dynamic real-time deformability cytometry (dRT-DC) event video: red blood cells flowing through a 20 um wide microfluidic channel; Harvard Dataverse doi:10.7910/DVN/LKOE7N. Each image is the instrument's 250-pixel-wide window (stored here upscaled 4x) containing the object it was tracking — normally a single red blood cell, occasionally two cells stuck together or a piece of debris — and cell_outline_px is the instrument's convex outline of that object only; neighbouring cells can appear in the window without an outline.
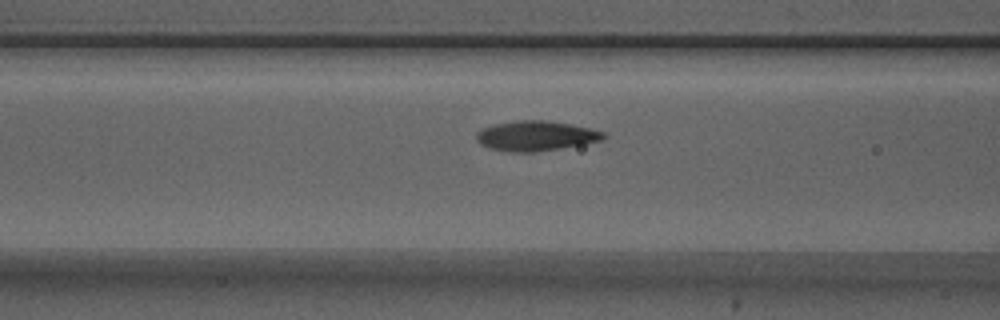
{"species": "Egyptian fruit bat (a non-hibernating species)", "species_latin": "Rousettus aegyptiacus", "temperature_condition": "warm", "stored_images_in_passage": 7, "camera_frame_rate_fps": 3000, "um_per_image_px": 0.085, "animal": {"sex": "male"}, "frame": {"image": 1, "passage_image": 5, "time_ms": 1.333, "image_size_px": [1000, 320], "cell_outline_px": [[608, 136], [600, 140], [560, 148], [532, 152], [508, 152], [488, 148], [480, 144], [476, 140], [476, 132], [480, 128], [492, 124], [520, 120], [544, 120], [568, 124], [588, 128], [604, 132]], "centroid_in_image_um": [45.45, 11.55], "position_along_channel_um": 121.1, "area_um2": 22.08}}